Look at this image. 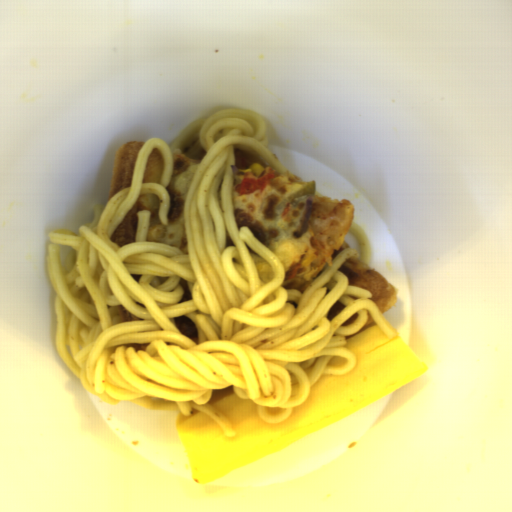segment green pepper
<instances>
[{
  "instance_id": "green-pepper-1",
  "label": "green pepper",
  "mask_w": 512,
  "mask_h": 512,
  "mask_svg": "<svg viewBox=\"0 0 512 512\" xmlns=\"http://www.w3.org/2000/svg\"><path fill=\"white\" fill-rule=\"evenodd\" d=\"M315 181L310 182L302 189L284 198L275 208V211L283 212L287 207L294 208L299 202L305 201L309 197H314Z\"/></svg>"
}]
</instances>
